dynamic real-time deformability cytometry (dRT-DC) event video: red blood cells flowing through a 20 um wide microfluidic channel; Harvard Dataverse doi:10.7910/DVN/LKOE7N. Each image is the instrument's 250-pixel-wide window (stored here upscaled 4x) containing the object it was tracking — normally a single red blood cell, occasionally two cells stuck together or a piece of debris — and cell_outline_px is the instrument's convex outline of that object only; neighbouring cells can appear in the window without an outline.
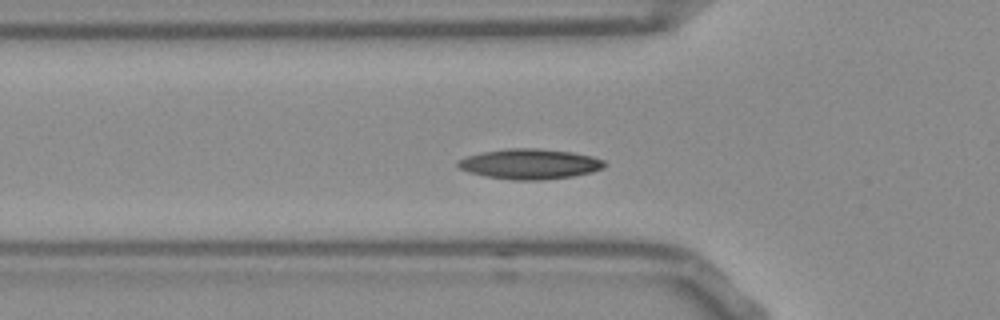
{"species": "Egyptian fruit bat (a non-hibernating species)", "species_latin": "Rousettus aegyptiacus", "temperature_condition": "room temperature", "stored_images_in_passage": 53, "segment_of_instrument_passage": [1, 2], "camera_frame_rate_fps": 3000, "um_per_image_px": 0.085, "frame": {"image": 1, "passage_image": 16, "time_ms": 5.0, "image_size_px": [1000, 320], "cell_outline_px": [[608, 164], [604, 168], [592, 172], [572, 176], [540, 180], [512, 180], [484, 176], [468, 172], [460, 168], [456, 164], [460, 160], [468, 156], [480, 152], [508, 148], [540, 148], [572, 152], [592, 156], [604, 160]], "centroid_in_image_um": [45.06, 13.93], "position_along_channel_um": 80.7, "area_um2": 25.95}}
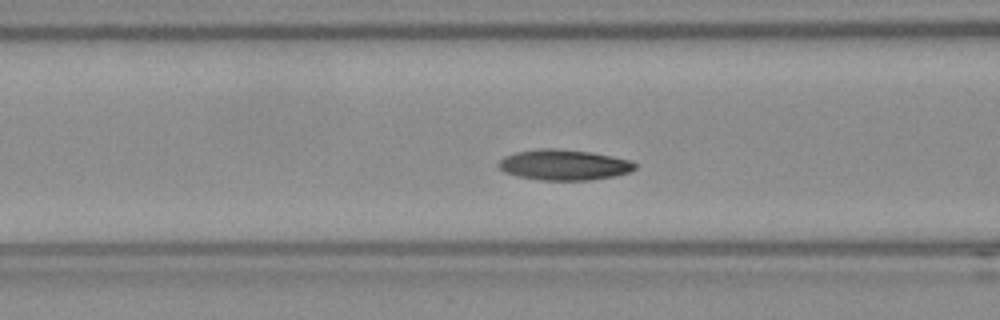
{"frame": {"image": 2, "passage_image": 19, "time_ms": 6.0, "image_size_px": [1000, 320], "cell_outline_px": [[636, 168], [628, 172], [616, 176], [592, 180], [540, 180], [516, 176], [504, 172], [496, 164], [504, 156], [516, 152], [540, 148], [556, 148], [592, 152], [632, 160], [636, 164]], "centroid_in_image_um": [47.93, 14.01], "position_along_channel_um": 118.7, "area_um2": 24.57}}
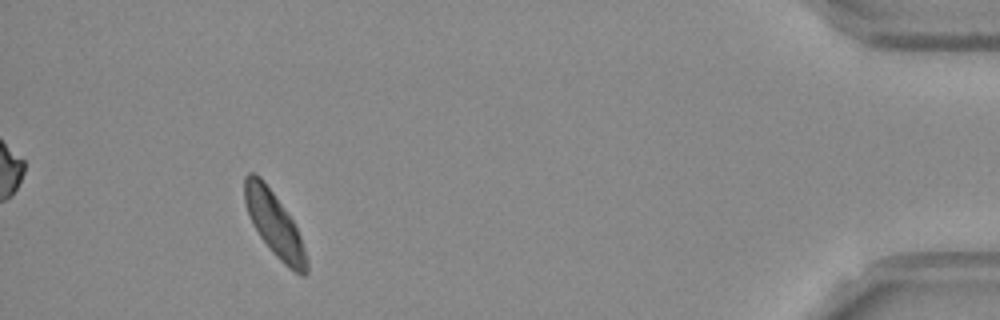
{"frame": {"image": 3, "passage_image": 48, "time_ms": 15.667, "image_size_px": [1000, 320], "cell_outline_px": [[308, 272], [304, 276], [300, 276], [288, 268], [272, 252], [260, 236], [252, 224], [244, 200], [244, 176], [248, 172], [252, 172], [260, 176], [272, 192], [292, 220], [300, 236], [308, 260]], "centroid_in_image_um": [23.32, 19.08], "position_along_channel_um": 411.9, "area_um2": 22.95}}